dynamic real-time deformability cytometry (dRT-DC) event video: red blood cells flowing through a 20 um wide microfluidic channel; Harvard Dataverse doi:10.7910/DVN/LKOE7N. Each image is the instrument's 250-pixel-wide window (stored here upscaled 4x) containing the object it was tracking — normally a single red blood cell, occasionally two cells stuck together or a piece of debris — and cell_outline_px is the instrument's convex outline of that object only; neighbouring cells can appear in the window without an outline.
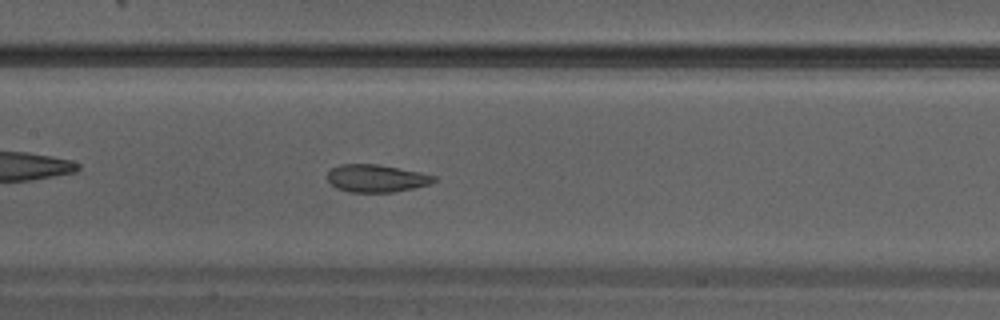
{"species": "Egyptian fruit bat (a non-hibernating species)", "species_latin": "Rousettus aegyptiacus", "temperature_condition": "warm", "stored_images_in_passage": 34, "camera_frame_rate_fps": 3000, "um_per_image_px": 0.085, "animal": {"sex": "male"}, "frame": {"image": 1, "passage_image": 15, "time_ms": 4.667, "image_size_px": [1000, 320], "cell_outline_px": [[436, 180], [428, 184], [412, 188], [392, 192], [348, 192], [336, 188], [328, 180], [328, 172], [332, 168], [340, 164], [376, 164], [420, 172], [436, 176]], "centroid_in_image_um": [31.96, 15.16], "position_along_channel_um": 175.4, "area_um2": 16.94}}
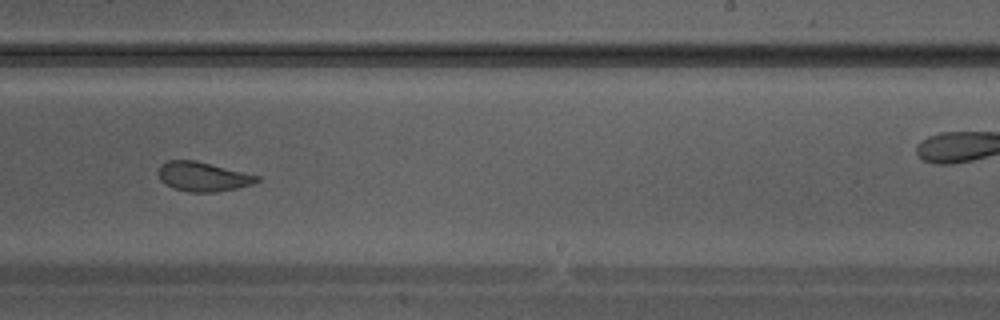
{"frame": {"image": 2, "passage_image": 20, "time_ms": 6.333, "image_size_px": [1000, 320], "cell_outline_px": [[260, 180], [252, 184], [236, 188], [216, 192], [188, 192], [172, 188], [164, 184], [160, 180], [160, 164], [168, 160], [196, 160], [260, 176]], "centroid_in_image_um": [17.24, 15.01], "position_along_channel_um": 271.8, "area_um2": 16.88}}